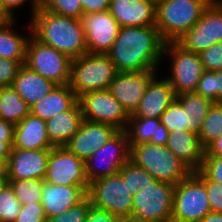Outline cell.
Returning a JSON list of instances; mask_svg holds the SVG:
<instances>
[{"label":"cell","instance_id":"1","mask_svg":"<svg viewBox=\"0 0 222 222\" xmlns=\"http://www.w3.org/2000/svg\"><path fill=\"white\" fill-rule=\"evenodd\" d=\"M165 43L155 25L120 27L106 54L118 72L157 70L164 57Z\"/></svg>","mask_w":222,"mask_h":222},{"label":"cell","instance_id":"2","mask_svg":"<svg viewBox=\"0 0 222 222\" xmlns=\"http://www.w3.org/2000/svg\"><path fill=\"white\" fill-rule=\"evenodd\" d=\"M32 35L55 48L71 60L87 53L85 31L81 19L58 15L38 8L31 15Z\"/></svg>","mask_w":222,"mask_h":222},{"label":"cell","instance_id":"3","mask_svg":"<svg viewBox=\"0 0 222 222\" xmlns=\"http://www.w3.org/2000/svg\"><path fill=\"white\" fill-rule=\"evenodd\" d=\"M130 161L156 181L178 184L193 171L166 146L144 142L130 147Z\"/></svg>","mask_w":222,"mask_h":222},{"label":"cell","instance_id":"4","mask_svg":"<svg viewBox=\"0 0 222 222\" xmlns=\"http://www.w3.org/2000/svg\"><path fill=\"white\" fill-rule=\"evenodd\" d=\"M212 0H161L156 3V23L165 42L177 41L200 19Z\"/></svg>","mask_w":222,"mask_h":222},{"label":"cell","instance_id":"5","mask_svg":"<svg viewBox=\"0 0 222 222\" xmlns=\"http://www.w3.org/2000/svg\"><path fill=\"white\" fill-rule=\"evenodd\" d=\"M117 73L107 54L87 52L71 60L68 85L79 97L87 91L109 89Z\"/></svg>","mask_w":222,"mask_h":222},{"label":"cell","instance_id":"6","mask_svg":"<svg viewBox=\"0 0 222 222\" xmlns=\"http://www.w3.org/2000/svg\"><path fill=\"white\" fill-rule=\"evenodd\" d=\"M175 185L154 181L133 196L130 219L142 222H171Z\"/></svg>","mask_w":222,"mask_h":222},{"label":"cell","instance_id":"7","mask_svg":"<svg viewBox=\"0 0 222 222\" xmlns=\"http://www.w3.org/2000/svg\"><path fill=\"white\" fill-rule=\"evenodd\" d=\"M129 190L118 172L90 182L86 196L92 207L107 210L125 219L131 216L133 208V195Z\"/></svg>","mask_w":222,"mask_h":222},{"label":"cell","instance_id":"8","mask_svg":"<svg viewBox=\"0 0 222 222\" xmlns=\"http://www.w3.org/2000/svg\"><path fill=\"white\" fill-rule=\"evenodd\" d=\"M29 34L24 65L56 85H68L71 59L55 48L38 41L32 35L31 26Z\"/></svg>","mask_w":222,"mask_h":222},{"label":"cell","instance_id":"9","mask_svg":"<svg viewBox=\"0 0 222 222\" xmlns=\"http://www.w3.org/2000/svg\"><path fill=\"white\" fill-rule=\"evenodd\" d=\"M209 212L205 184L192 172L175 185L171 222H199Z\"/></svg>","mask_w":222,"mask_h":222},{"label":"cell","instance_id":"10","mask_svg":"<svg viewBox=\"0 0 222 222\" xmlns=\"http://www.w3.org/2000/svg\"><path fill=\"white\" fill-rule=\"evenodd\" d=\"M171 56V83L175 95L195 92L204 71L199 54L189 51L177 41L166 42L163 56Z\"/></svg>","mask_w":222,"mask_h":222},{"label":"cell","instance_id":"11","mask_svg":"<svg viewBox=\"0 0 222 222\" xmlns=\"http://www.w3.org/2000/svg\"><path fill=\"white\" fill-rule=\"evenodd\" d=\"M130 160V146L125 130H118L105 145L85 161L88 182L116 174Z\"/></svg>","mask_w":222,"mask_h":222},{"label":"cell","instance_id":"12","mask_svg":"<svg viewBox=\"0 0 222 222\" xmlns=\"http://www.w3.org/2000/svg\"><path fill=\"white\" fill-rule=\"evenodd\" d=\"M83 120L108 124L125 130L130 115L109 89L87 91L78 97Z\"/></svg>","mask_w":222,"mask_h":222},{"label":"cell","instance_id":"13","mask_svg":"<svg viewBox=\"0 0 222 222\" xmlns=\"http://www.w3.org/2000/svg\"><path fill=\"white\" fill-rule=\"evenodd\" d=\"M177 42L197 54L214 43L222 42V2L212 0L200 19Z\"/></svg>","mask_w":222,"mask_h":222},{"label":"cell","instance_id":"14","mask_svg":"<svg viewBox=\"0 0 222 222\" xmlns=\"http://www.w3.org/2000/svg\"><path fill=\"white\" fill-rule=\"evenodd\" d=\"M44 181L52 185H89L85 174V161L65 146L53 147Z\"/></svg>","mask_w":222,"mask_h":222},{"label":"cell","instance_id":"15","mask_svg":"<svg viewBox=\"0 0 222 222\" xmlns=\"http://www.w3.org/2000/svg\"><path fill=\"white\" fill-rule=\"evenodd\" d=\"M89 53L106 54L120 30L119 23L107 11L88 13L81 17Z\"/></svg>","mask_w":222,"mask_h":222},{"label":"cell","instance_id":"16","mask_svg":"<svg viewBox=\"0 0 222 222\" xmlns=\"http://www.w3.org/2000/svg\"><path fill=\"white\" fill-rule=\"evenodd\" d=\"M157 72V70H148L141 72H118L116 74L109 90L129 115L137 108L150 80Z\"/></svg>","mask_w":222,"mask_h":222},{"label":"cell","instance_id":"17","mask_svg":"<svg viewBox=\"0 0 222 222\" xmlns=\"http://www.w3.org/2000/svg\"><path fill=\"white\" fill-rule=\"evenodd\" d=\"M51 149L24 150L11 148L6 164L8 180H44Z\"/></svg>","mask_w":222,"mask_h":222},{"label":"cell","instance_id":"18","mask_svg":"<svg viewBox=\"0 0 222 222\" xmlns=\"http://www.w3.org/2000/svg\"><path fill=\"white\" fill-rule=\"evenodd\" d=\"M118 130L111 125L83 120L78 131L65 147L78 158L86 161L107 143Z\"/></svg>","mask_w":222,"mask_h":222},{"label":"cell","instance_id":"19","mask_svg":"<svg viewBox=\"0 0 222 222\" xmlns=\"http://www.w3.org/2000/svg\"><path fill=\"white\" fill-rule=\"evenodd\" d=\"M108 12L120 27H145L156 23V2L152 0H110Z\"/></svg>","mask_w":222,"mask_h":222},{"label":"cell","instance_id":"20","mask_svg":"<svg viewBox=\"0 0 222 222\" xmlns=\"http://www.w3.org/2000/svg\"><path fill=\"white\" fill-rule=\"evenodd\" d=\"M89 185H52L44 181L41 204L47 219L64 213L82 202Z\"/></svg>","mask_w":222,"mask_h":222},{"label":"cell","instance_id":"21","mask_svg":"<svg viewBox=\"0 0 222 222\" xmlns=\"http://www.w3.org/2000/svg\"><path fill=\"white\" fill-rule=\"evenodd\" d=\"M175 99L176 95L169 80L160 79L156 74L150 80L142 99L130 117L160 119L162 113Z\"/></svg>","mask_w":222,"mask_h":222},{"label":"cell","instance_id":"22","mask_svg":"<svg viewBox=\"0 0 222 222\" xmlns=\"http://www.w3.org/2000/svg\"><path fill=\"white\" fill-rule=\"evenodd\" d=\"M53 147L47 134L46 123L41 118L30 113L15 125L12 148L38 150Z\"/></svg>","mask_w":222,"mask_h":222},{"label":"cell","instance_id":"23","mask_svg":"<svg viewBox=\"0 0 222 222\" xmlns=\"http://www.w3.org/2000/svg\"><path fill=\"white\" fill-rule=\"evenodd\" d=\"M166 147L183 161L193 172L200 169L205 148L198 135L188 130L170 132Z\"/></svg>","mask_w":222,"mask_h":222},{"label":"cell","instance_id":"24","mask_svg":"<svg viewBox=\"0 0 222 222\" xmlns=\"http://www.w3.org/2000/svg\"><path fill=\"white\" fill-rule=\"evenodd\" d=\"M83 121V115L79 101L69 110L54 115L45 121L50 143L54 147L65 146L78 131Z\"/></svg>","mask_w":222,"mask_h":222},{"label":"cell","instance_id":"25","mask_svg":"<svg viewBox=\"0 0 222 222\" xmlns=\"http://www.w3.org/2000/svg\"><path fill=\"white\" fill-rule=\"evenodd\" d=\"M12 86L28 106L31 107L47 96L57 85L23 64Z\"/></svg>","mask_w":222,"mask_h":222},{"label":"cell","instance_id":"26","mask_svg":"<svg viewBox=\"0 0 222 222\" xmlns=\"http://www.w3.org/2000/svg\"><path fill=\"white\" fill-rule=\"evenodd\" d=\"M129 146L151 142L166 146L170 132L157 118L129 117L127 127Z\"/></svg>","mask_w":222,"mask_h":222},{"label":"cell","instance_id":"27","mask_svg":"<svg viewBox=\"0 0 222 222\" xmlns=\"http://www.w3.org/2000/svg\"><path fill=\"white\" fill-rule=\"evenodd\" d=\"M78 97L69 85H57L47 96L30 107V113L44 121L54 115L69 110Z\"/></svg>","mask_w":222,"mask_h":222},{"label":"cell","instance_id":"28","mask_svg":"<svg viewBox=\"0 0 222 222\" xmlns=\"http://www.w3.org/2000/svg\"><path fill=\"white\" fill-rule=\"evenodd\" d=\"M176 100L185 109L187 130L199 135L203 120L206 118L213 102L198 95L196 92L176 95Z\"/></svg>","mask_w":222,"mask_h":222},{"label":"cell","instance_id":"29","mask_svg":"<svg viewBox=\"0 0 222 222\" xmlns=\"http://www.w3.org/2000/svg\"><path fill=\"white\" fill-rule=\"evenodd\" d=\"M15 21L16 19L0 25V58L25 61L26 47L30 38L13 31Z\"/></svg>","mask_w":222,"mask_h":222},{"label":"cell","instance_id":"30","mask_svg":"<svg viewBox=\"0 0 222 222\" xmlns=\"http://www.w3.org/2000/svg\"><path fill=\"white\" fill-rule=\"evenodd\" d=\"M30 114V107L13 86L0 88V118L14 125Z\"/></svg>","mask_w":222,"mask_h":222},{"label":"cell","instance_id":"31","mask_svg":"<svg viewBox=\"0 0 222 222\" xmlns=\"http://www.w3.org/2000/svg\"><path fill=\"white\" fill-rule=\"evenodd\" d=\"M222 134V103H213L203 120L198 135L201 145L206 148L213 140Z\"/></svg>","mask_w":222,"mask_h":222},{"label":"cell","instance_id":"32","mask_svg":"<svg viewBox=\"0 0 222 222\" xmlns=\"http://www.w3.org/2000/svg\"><path fill=\"white\" fill-rule=\"evenodd\" d=\"M8 181L14 189L15 195L21 205L41 202L44 180L32 178Z\"/></svg>","mask_w":222,"mask_h":222},{"label":"cell","instance_id":"33","mask_svg":"<svg viewBox=\"0 0 222 222\" xmlns=\"http://www.w3.org/2000/svg\"><path fill=\"white\" fill-rule=\"evenodd\" d=\"M195 92L213 103H222V70H204Z\"/></svg>","mask_w":222,"mask_h":222},{"label":"cell","instance_id":"34","mask_svg":"<svg viewBox=\"0 0 222 222\" xmlns=\"http://www.w3.org/2000/svg\"><path fill=\"white\" fill-rule=\"evenodd\" d=\"M123 181L127 183L131 194L134 196L145 186L152 184L155 179L146 170L136 166L130 160L119 170Z\"/></svg>","mask_w":222,"mask_h":222},{"label":"cell","instance_id":"35","mask_svg":"<svg viewBox=\"0 0 222 222\" xmlns=\"http://www.w3.org/2000/svg\"><path fill=\"white\" fill-rule=\"evenodd\" d=\"M21 206L14 189L8 182L0 191V222H15Z\"/></svg>","mask_w":222,"mask_h":222},{"label":"cell","instance_id":"36","mask_svg":"<svg viewBox=\"0 0 222 222\" xmlns=\"http://www.w3.org/2000/svg\"><path fill=\"white\" fill-rule=\"evenodd\" d=\"M39 8L75 19L83 16L80 0H39Z\"/></svg>","mask_w":222,"mask_h":222},{"label":"cell","instance_id":"37","mask_svg":"<svg viewBox=\"0 0 222 222\" xmlns=\"http://www.w3.org/2000/svg\"><path fill=\"white\" fill-rule=\"evenodd\" d=\"M160 122L169 132L187 130L185 109L175 99L160 116Z\"/></svg>","mask_w":222,"mask_h":222},{"label":"cell","instance_id":"38","mask_svg":"<svg viewBox=\"0 0 222 222\" xmlns=\"http://www.w3.org/2000/svg\"><path fill=\"white\" fill-rule=\"evenodd\" d=\"M193 173L205 184L211 212L222 213V185L208 179L200 170Z\"/></svg>","mask_w":222,"mask_h":222},{"label":"cell","instance_id":"39","mask_svg":"<svg viewBox=\"0 0 222 222\" xmlns=\"http://www.w3.org/2000/svg\"><path fill=\"white\" fill-rule=\"evenodd\" d=\"M90 207V201L86 197L78 205L69 208L60 215L49 218L47 222H84Z\"/></svg>","mask_w":222,"mask_h":222},{"label":"cell","instance_id":"40","mask_svg":"<svg viewBox=\"0 0 222 222\" xmlns=\"http://www.w3.org/2000/svg\"><path fill=\"white\" fill-rule=\"evenodd\" d=\"M199 58L204 70H222V42L214 43L204 51L200 52Z\"/></svg>","mask_w":222,"mask_h":222},{"label":"cell","instance_id":"41","mask_svg":"<svg viewBox=\"0 0 222 222\" xmlns=\"http://www.w3.org/2000/svg\"><path fill=\"white\" fill-rule=\"evenodd\" d=\"M199 170L211 181L222 185V158L209 156L205 152Z\"/></svg>","mask_w":222,"mask_h":222},{"label":"cell","instance_id":"42","mask_svg":"<svg viewBox=\"0 0 222 222\" xmlns=\"http://www.w3.org/2000/svg\"><path fill=\"white\" fill-rule=\"evenodd\" d=\"M25 61L0 58V88L12 86L20 67Z\"/></svg>","mask_w":222,"mask_h":222},{"label":"cell","instance_id":"43","mask_svg":"<svg viewBox=\"0 0 222 222\" xmlns=\"http://www.w3.org/2000/svg\"><path fill=\"white\" fill-rule=\"evenodd\" d=\"M47 216L41 202L36 204H25L15 222H47Z\"/></svg>","mask_w":222,"mask_h":222},{"label":"cell","instance_id":"44","mask_svg":"<svg viewBox=\"0 0 222 222\" xmlns=\"http://www.w3.org/2000/svg\"><path fill=\"white\" fill-rule=\"evenodd\" d=\"M123 219L107 210L90 207L84 222H121Z\"/></svg>","mask_w":222,"mask_h":222},{"label":"cell","instance_id":"45","mask_svg":"<svg viewBox=\"0 0 222 222\" xmlns=\"http://www.w3.org/2000/svg\"><path fill=\"white\" fill-rule=\"evenodd\" d=\"M83 15L88 13H97L109 9L110 0H80Z\"/></svg>","mask_w":222,"mask_h":222},{"label":"cell","instance_id":"46","mask_svg":"<svg viewBox=\"0 0 222 222\" xmlns=\"http://www.w3.org/2000/svg\"><path fill=\"white\" fill-rule=\"evenodd\" d=\"M28 0H2L3 6L6 9V11L13 17L16 18V16H14V10L18 7H22L23 4L25 5V2H27ZM31 13L32 15L34 14V12L39 8V0H31ZM22 5V6H21Z\"/></svg>","mask_w":222,"mask_h":222},{"label":"cell","instance_id":"47","mask_svg":"<svg viewBox=\"0 0 222 222\" xmlns=\"http://www.w3.org/2000/svg\"><path fill=\"white\" fill-rule=\"evenodd\" d=\"M15 125L0 118V140L14 141Z\"/></svg>","mask_w":222,"mask_h":222},{"label":"cell","instance_id":"48","mask_svg":"<svg viewBox=\"0 0 222 222\" xmlns=\"http://www.w3.org/2000/svg\"><path fill=\"white\" fill-rule=\"evenodd\" d=\"M205 152L209 156L222 158V134L205 148Z\"/></svg>","mask_w":222,"mask_h":222},{"label":"cell","instance_id":"49","mask_svg":"<svg viewBox=\"0 0 222 222\" xmlns=\"http://www.w3.org/2000/svg\"><path fill=\"white\" fill-rule=\"evenodd\" d=\"M14 141H1L0 140V159L7 164L8 158L11 153V148Z\"/></svg>","mask_w":222,"mask_h":222},{"label":"cell","instance_id":"50","mask_svg":"<svg viewBox=\"0 0 222 222\" xmlns=\"http://www.w3.org/2000/svg\"><path fill=\"white\" fill-rule=\"evenodd\" d=\"M15 18H13L4 8L2 0H0V25L9 23L11 21H14Z\"/></svg>","mask_w":222,"mask_h":222},{"label":"cell","instance_id":"51","mask_svg":"<svg viewBox=\"0 0 222 222\" xmlns=\"http://www.w3.org/2000/svg\"><path fill=\"white\" fill-rule=\"evenodd\" d=\"M199 222H222V213L209 212Z\"/></svg>","mask_w":222,"mask_h":222},{"label":"cell","instance_id":"52","mask_svg":"<svg viewBox=\"0 0 222 222\" xmlns=\"http://www.w3.org/2000/svg\"><path fill=\"white\" fill-rule=\"evenodd\" d=\"M8 177L7 174H0V191L5 187V185L8 183Z\"/></svg>","mask_w":222,"mask_h":222},{"label":"cell","instance_id":"53","mask_svg":"<svg viewBox=\"0 0 222 222\" xmlns=\"http://www.w3.org/2000/svg\"><path fill=\"white\" fill-rule=\"evenodd\" d=\"M0 174H6V164L0 159Z\"/></svg>","mask_w":222,"mask_h":222},{"label":"cell","instance_id":"54","mask_svg":"<svg viewBox=\"0 0 222 222\" xmlns=\"http://www.w3.org/2000/svg\"><path fill=\"white\" fill-rule=\"evenodd\" d=\"M121 222H142V221H137V220H133V219H130V218H125Z\"/></svg>","mask_w":222,"mask_h":222}]
</instances>
